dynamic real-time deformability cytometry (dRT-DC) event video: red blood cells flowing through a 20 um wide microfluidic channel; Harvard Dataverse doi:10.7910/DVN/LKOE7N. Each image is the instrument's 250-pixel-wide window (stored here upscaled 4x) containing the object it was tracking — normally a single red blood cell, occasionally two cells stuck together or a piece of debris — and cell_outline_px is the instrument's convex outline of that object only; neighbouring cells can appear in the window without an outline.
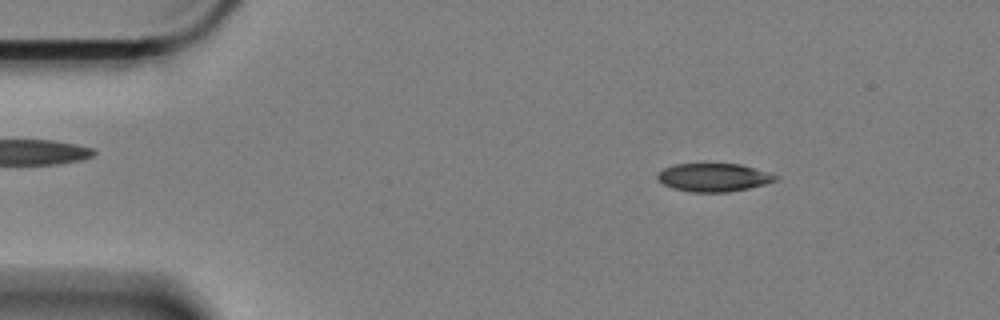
{"species": "Egyptian fruit bat (a non-hibernating species)", "species_latin": "Rousettus aegyptiacus", "temperature_condition": "cold", "stored_images_in_passage": 60, "camera_frame_rate_fps": 3000, "um_per_image_px": 0.085, "animal": {"sex": "female"}, "frame": {"image": 1, "passage_image": 9, "time_ms": 2.667, "image_size_px": [1000, 320], "cell_outline_px": [[780, 176], [776, 180], [764, 184], [748, 188], [728, 192], [692, 192], [672, 188], [664, 184], [656, 176], [664, 168], [676, 164], [740, 164]], "centroid_in_image_um": [60.66, 15.08], "position_along_channel_um": 24.3, "area_um2": 19.13}}
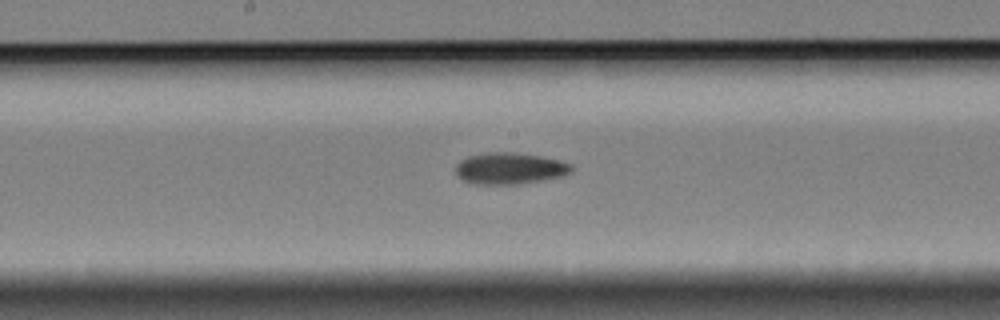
{"frame": {"image": 2, "passage_image": 31, "time_ms": 10.0, "image_size_px": [1000, 320], "cell_outline_px": [[572, 172], [560, 176], [544, 180], [520, 184], [472, 184], [464, 180], [456, 172], [456, 164], [460, 160], [468, 156], [488, 152], [512, 152], [540, 156], [560, 160], [572, 164]], "centroid_in_image_um": [43.34, 14.31], "position_along_channel_um": 204.9, "area_um2": 21.27}}
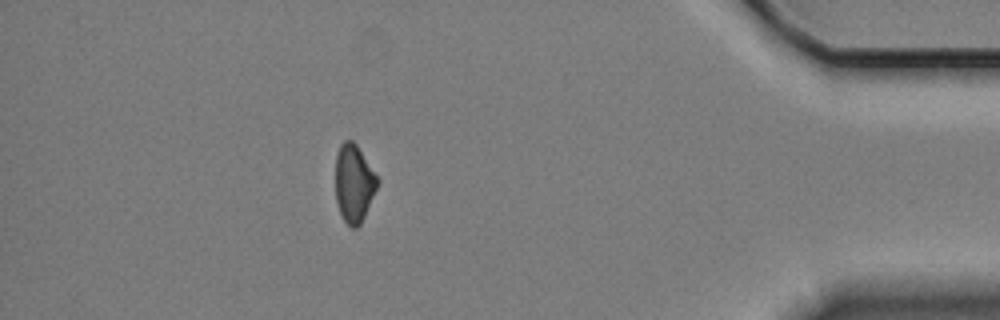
{"frame": {"image": 3, "passage_image": 53, "time_ms": 17.333, "image_size_px": [1000, 320], "cell_outline_px": [[380, 180], [364, 216], [360, 224], [356, 228], [352, 228], [344, 220], [340, 212], [336, 200], [336, 156], [340, 144], [344, 140], [352, 140], [356, 144]], "centroid_in_image_um": [30.08, 15.56], "position_along_channel_um": 405.1, "area_um2": 18.79}}